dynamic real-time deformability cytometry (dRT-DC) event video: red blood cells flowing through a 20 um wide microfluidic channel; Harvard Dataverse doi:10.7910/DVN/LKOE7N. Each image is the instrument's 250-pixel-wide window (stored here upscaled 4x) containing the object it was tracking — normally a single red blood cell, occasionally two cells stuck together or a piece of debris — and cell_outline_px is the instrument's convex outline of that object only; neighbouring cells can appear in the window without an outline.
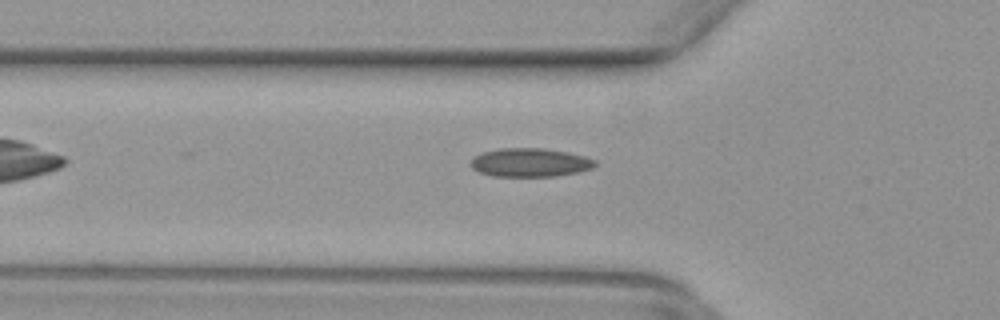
{"species": "common noctule bat (a hibernating species)", "species_latin": "Nyctalus noctula", "temperature_condition": "warm", "stored_images_in_passage": 32, "camera_frame_rate_fps": 3000, "um_per_image_px": 0.085, "animal": {"sex": "female", "body_mass_g": 29.2, "forearm_length_mm": 56.3}, "frame": {"image": 1, "passage_image": 8, "time_ms": 2.333, "image_size_px": [1000, 320], "cell_outline_px": [[596, 164], [592, 168], [580, 172], [556, 176], [492, 176], [480, 172], [472, 168], [472, 160], [476, 156], [484, 152], [500, 148], [544, 148], [568, 152], [584, 156], [596, 160]], "centroid_in_image_um": [45.1, 13.81], "position_along_channel_um": 80.7, "area_um2": 20.63}}
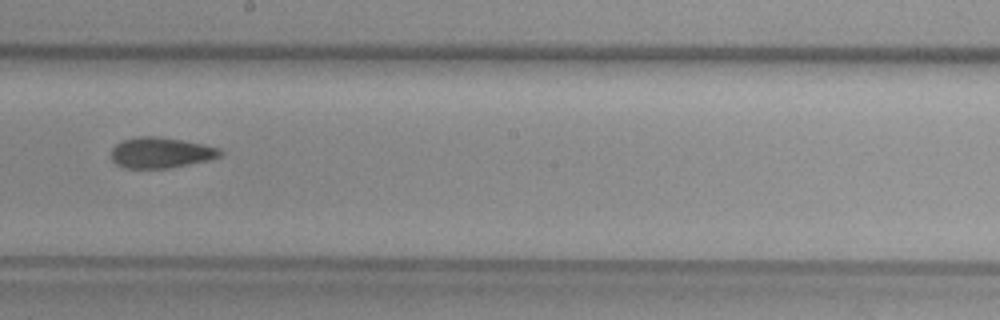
{"frame": {"image": 2, "passage_image": 19, "time_ms": 6.0, "image_size_px": [1000, 320], "cell_outline_px": [[224, 152], [220, 156], [208, 160], [168, 168], [124, 168], [116, 164], [112, 160], [112, 148], [116, 144], [124, 140], [140, 136], [160, 136], [220, 148]], "centroid_in_image_um": [13.66, 12.98], "position_along_channel_um": 234.5, "area_um2": 19.31}}
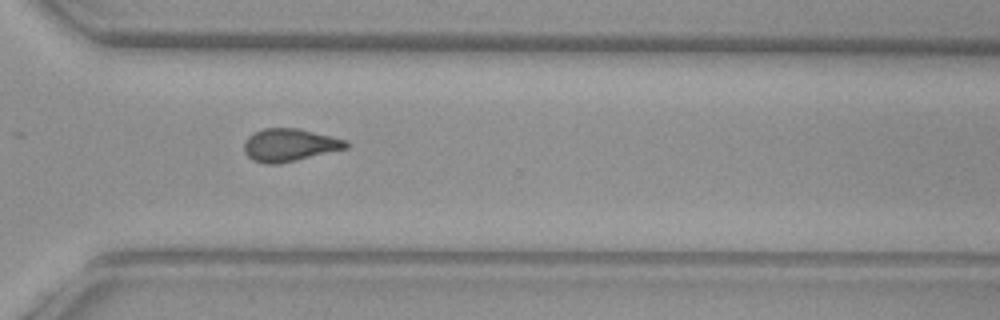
{"frame": {"image": 3, "passage_image": 27, "time_ms": 8.667, "image_size_px": [1000, 320], "cell_outline_px": [[352, 144], [348, 148], [280, 164], [264, 164], [252, 160], [244, 152], [244, 140], [248, 136], [264, 128], [296, 128], [348, 140]], "centroid_in_image_um": [24.62, 12.34], "position_along_channel_um": 346.0, "area_um2": 19.59}}